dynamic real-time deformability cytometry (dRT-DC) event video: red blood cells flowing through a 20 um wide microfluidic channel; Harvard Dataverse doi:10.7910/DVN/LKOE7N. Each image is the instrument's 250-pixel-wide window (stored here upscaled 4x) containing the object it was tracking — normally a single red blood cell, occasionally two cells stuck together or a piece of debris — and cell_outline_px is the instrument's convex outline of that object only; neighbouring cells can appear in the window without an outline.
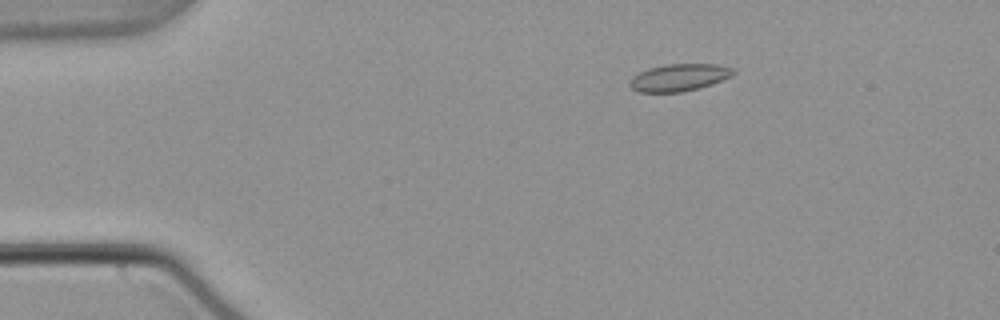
{"species": "common noctule bat (a hibernating species)", "species_latin": "Nyctalus noctula", "temperature_condition": "warm", "stored_images_in_passage": 46, "camera_frame_rate_fps": 3000, "um_per_image_px": 0.085, "animal": {"sex": "male", "body_mass_g": 21.5, "forearm_length_mm": 52.0}, "frame": {"image": 1, "passage_image": 1, "time_ms": 0.0, "image_size_px": [1000, 320], "cell_outline_px": [[732, 72], [728, 76], [720, 80], [696, 88], [680, 92], [640, 92], [632, 88], [628, 84], [640, 72], [648, 68], [668, 64], [716, 64], [732, 68]], "centroid_in_image_um": [57.66, 6.58], "position_along_channel_um": 27.3, "area_um2": 15.72}}
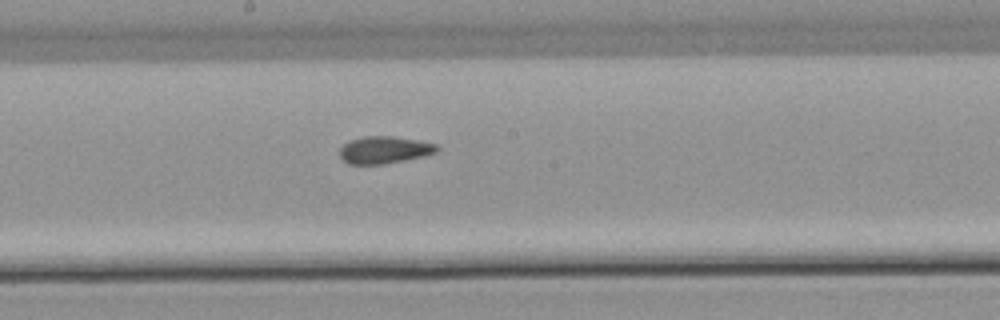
{"frame": {"image": 2, "passage_image": 21, "time_ms": 6.667, "image_size_px": [1000, 320], "cell_outline_px": [[440, 152], [424, 156], [384, 164], [348, 164], [340, 156], [340, 148], [348, 140], [364, 136], [392, 136], [416, 140], [436, 144], [440, 148]], "centroid_in_image_um": [32.69, 12.74], "position_along_channel_um": 215.5, "area_um2": 15.49}}
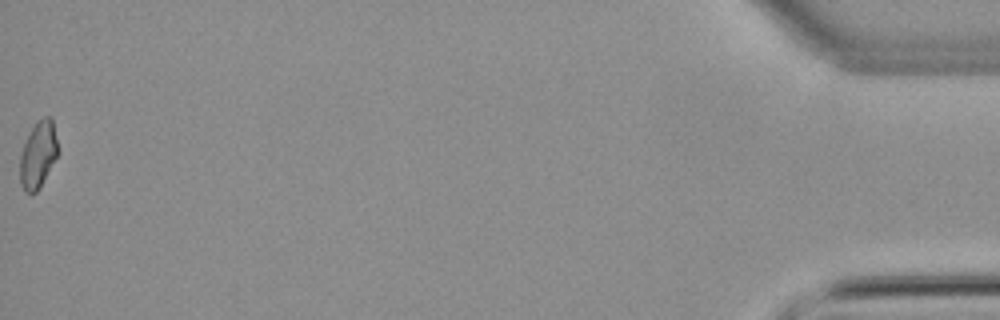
{"frame": {"image": 3, "passage_image": 46, "time_ms": 15.0, "image_size_px": [1000, 320], "cell_outline_px": [[60, 152], [36, 192], [24, 192], [20, 184], [20, 156], [24, 144], [36, 120], [44, 116], [52, 116]], "centroid_in_image_um": [3.27, 13.1], "position_along_channel_um": 431.9, "area_um2": 14.85}, "authors_computed_cell_mechanics": {"area_um2": 15.4904, "velocity_mm_per_s": 3.8055, "shape_relaxation_time_tau1_ms": null, "shape_relaxation_time_tau2_ms": 2.3522, "deformation_change_tau1": null, "deformation_change_tau2": 0.0841}}